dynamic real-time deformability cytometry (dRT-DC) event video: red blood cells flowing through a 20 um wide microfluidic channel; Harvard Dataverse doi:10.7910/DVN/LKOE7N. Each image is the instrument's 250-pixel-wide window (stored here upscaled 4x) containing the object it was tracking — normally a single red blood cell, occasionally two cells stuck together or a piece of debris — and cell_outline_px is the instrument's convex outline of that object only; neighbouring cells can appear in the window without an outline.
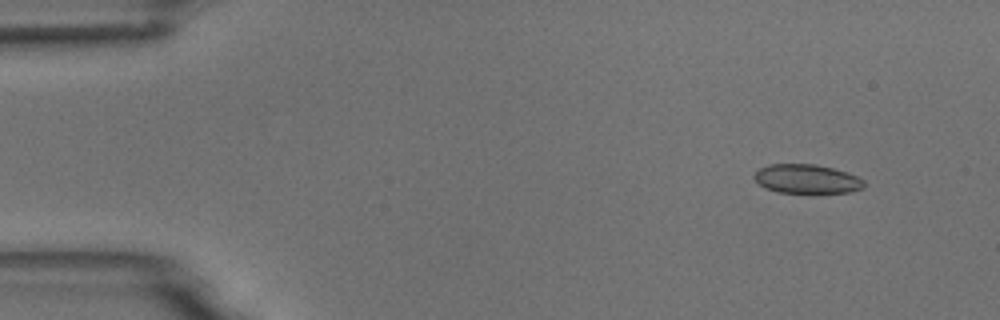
{"species": "common noctule bat (a hibernating species)", "species_latin": "Nyctalus noctula", "temperature_condition": "room temperature", "stored_images_in_passage": 5, "camera_frame_rate_fps": 3000, "um_per_image_px": 0.085, "animal": {"sex": "male", "body_mass_g": 18.8}, "frame": {"image": 1, "passage_image": 2, "time_ms": 1.333, "image_size_px": [1000, 320], "cell_outline_px": [[864, 188], [852, 192], [812, 196], [776, 192], [764, 188], [752, 176], [760, 168], [768, 164], [816, 164], [832, 168], [856, 176], [864, 180]], "centroid_in_image_um": [68.59, 15.27], "position_along_channel_um": 16.4, "area_um2": 19.54}}